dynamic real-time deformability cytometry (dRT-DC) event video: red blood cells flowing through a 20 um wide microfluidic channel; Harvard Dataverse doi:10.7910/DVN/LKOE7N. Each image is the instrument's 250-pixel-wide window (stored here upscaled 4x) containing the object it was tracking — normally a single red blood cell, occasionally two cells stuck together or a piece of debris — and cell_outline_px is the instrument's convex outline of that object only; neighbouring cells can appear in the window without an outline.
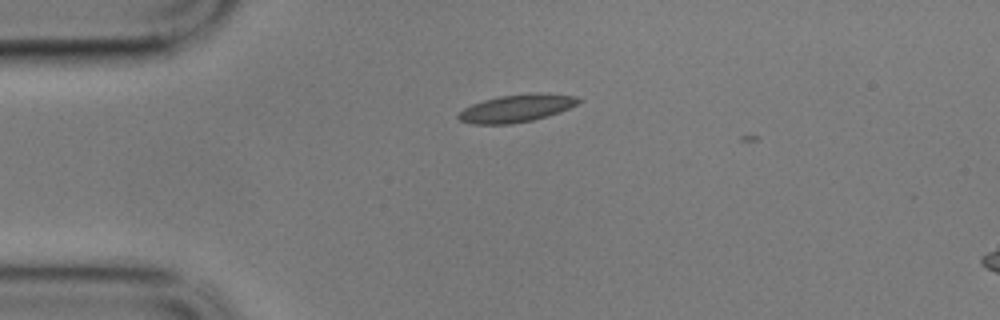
{"species": "common noctule bat (a hibernating species)", "species_latin": "Nyctalus noctula", "temperature_condition": "cold", "stored_images_in_passage": 4, "camera_frame_rate_fps": 3000, "um_per_image_px": 0.085, "animal": {"sex": "male", "body_mass_g": 17.9}, "frame": {"image": 1, "passage_image": 2, "time_ms": 0.333, "image_size_px": [1000, 320], "cell_outline_px": [[584, 100], [560, 112], [548, 116], [532, 120], [512, 124], [472, 124], [460, 120], [456, 116], [464, 108], [472, 104], [484, 100], [500, 96], [536, 92], [548, 92], [576, 96]], "centroid_in_image_um": [43.94, 9.19], "position_along_channel_um": 41.1, "area_um2": 19.48}}